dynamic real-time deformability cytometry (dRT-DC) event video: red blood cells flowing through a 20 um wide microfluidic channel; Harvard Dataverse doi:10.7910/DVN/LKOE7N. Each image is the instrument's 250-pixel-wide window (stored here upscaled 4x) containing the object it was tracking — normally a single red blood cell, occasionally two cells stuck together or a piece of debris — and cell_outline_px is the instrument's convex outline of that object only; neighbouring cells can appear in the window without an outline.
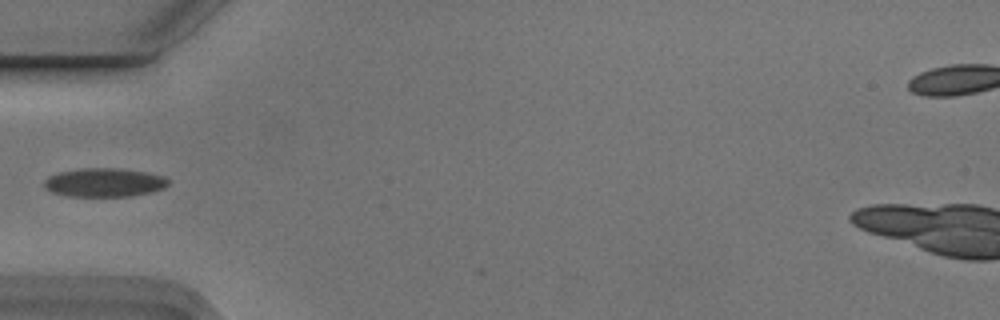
{"species": "Egyptian fruit bat (a non-hibernating species)", "species_latin": "Rousettus aegyptiacus", "temperature_condition": "cold", "stored_images_in_passage": 4, "camera_frame_rate_fps": 3000, "um_per_image_px": 0.085, "animal": {"sex": "male"}, "frame": {"image": 1, "passage_image": 4, "time_ms": 1.0, "image_size_px": [1000, 320], "cell_outline_px": [[168, 184], [164, 188], [152, 192], [132, 196], [68, 196], [52, 192], [44, 188], [44, 180], [48, 176], [60, 172], [80, 168], [116, 168], [144, 172], [164, 176], [168, 180]], "centroid_in_image_um": [8.85, 15.51], "position_along_channel_um": 76.2, "area_um2": 20.75}}